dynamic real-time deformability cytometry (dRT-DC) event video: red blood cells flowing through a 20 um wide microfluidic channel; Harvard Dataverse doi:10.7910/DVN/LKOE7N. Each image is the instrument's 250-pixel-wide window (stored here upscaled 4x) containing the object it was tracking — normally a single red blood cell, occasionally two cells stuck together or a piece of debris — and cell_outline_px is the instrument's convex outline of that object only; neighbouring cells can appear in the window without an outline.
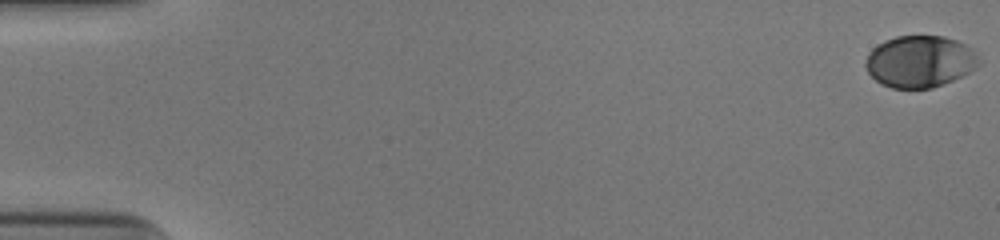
{"species": "human", "species_latin": "Homo sapiens", "temperature_condition": "cold", "stored_images_in_passage": 53, "camera_frame_rate_fps": 3000, "um_per_image_px": 0.085, "donor": {"sex": "male"}, "frame": {"image": 1, "passage_image": 1, "time_ms": 0.0, "image_size_px": [1000, 240], "cell_outline_px": [[972, 68], [968, 72], [944, 84], [932, 88], [892, 88], [880, 84], [868, 72], [864, 64], [868, 52], [872, 48], [896, 36], [940, 36], [956, 40], [964, 44], [968, 48]], "centroid_in_image_um": [78.02, 5.24], "position_along_channel_um": 7.0, "area_um2": 32.95}}
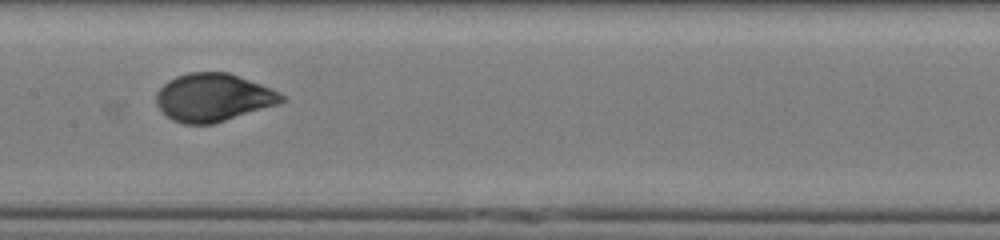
{"frame": {"image": 2, "passage_image": 28, "time_ms": 9.0, "image_size_px": [1000, 240], "cell_outline_px": [[288, 100], [276, 104], [212, 124], [184, 124], [172, 120], [156, 104], [156, 92], [168, 80], [176, 76], [188, 72], [228, 72], [272, 88], [284, 96]], "centroid_in_image_um": [18.11, 8.27], "position_along_channel_um": 189.3, "area_um2": 34.74}}
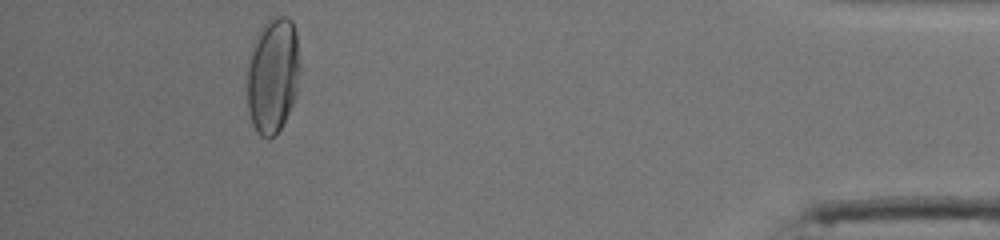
{"frame": {"image": 3, "passage_image": 49, "time_ms": 16.0, "image_size_px": [1000, 240], "cell_outline_px": [[300, 72], [296, 92], [292, 104], [276, 136], [268, 140], [260, 136], [252, 124], [248, 108], [248, 60], [252, 44], [256, 36], [264, 24], [268, 20], [276, 16], [288, 16], [292, 20], [296, 32], [300, 60]], "centroid_in_image_um": [23.2, 6.39], "position_along_channel_um": 412.0, "area_um2": 35.84}, "authors_computed_cell_mechanics": {"area_um2": 34.7378, "velocity_mm_per_s": 3.9597, "shape_relaxation_time_tau1_ms": 3.3074, "shape_relaxation_time_tau2_ms": null, "deformation_change_tau1": 0.1587, "deformation_change_tau2": null}}